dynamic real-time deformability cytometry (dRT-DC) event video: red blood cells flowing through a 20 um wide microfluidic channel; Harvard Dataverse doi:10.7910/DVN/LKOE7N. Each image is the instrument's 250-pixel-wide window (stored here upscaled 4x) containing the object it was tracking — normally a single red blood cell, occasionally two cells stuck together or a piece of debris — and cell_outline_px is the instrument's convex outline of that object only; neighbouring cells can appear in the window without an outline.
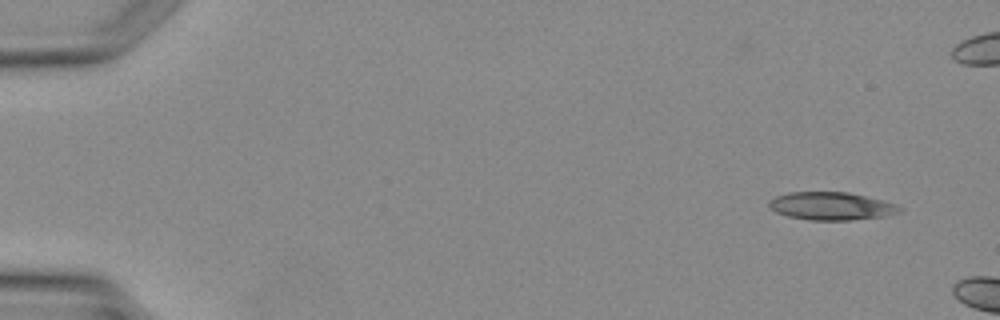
{"species": "Egyptian fruit bat (a non-hibernating species)", "species_latin": "Rousettus aegyptiacus", "temperature_condition": "warm", "stored_images_in_passage": 2, "camera_frame_rate_fps": 3000, "um_per_image_px": 0.085, "animal": {"sex": "female"}, "frame": {"image": 1, "passage_image": 1, "time_ms": 0.0, "image_size_px": [1000, 320], "cell_outline_px": [[904, 208], [900, 212], [888, 216], [852, 220], [812, 220], [788, 216], [776, 212], [768, 204], [768, 200], [776, 196], [788, 192], [848, 192], [896, 204]], "centroid_in_image_um": [70.68, 17.52], "position_along_channel_um": 14.3, "area_um2": 21.21}}